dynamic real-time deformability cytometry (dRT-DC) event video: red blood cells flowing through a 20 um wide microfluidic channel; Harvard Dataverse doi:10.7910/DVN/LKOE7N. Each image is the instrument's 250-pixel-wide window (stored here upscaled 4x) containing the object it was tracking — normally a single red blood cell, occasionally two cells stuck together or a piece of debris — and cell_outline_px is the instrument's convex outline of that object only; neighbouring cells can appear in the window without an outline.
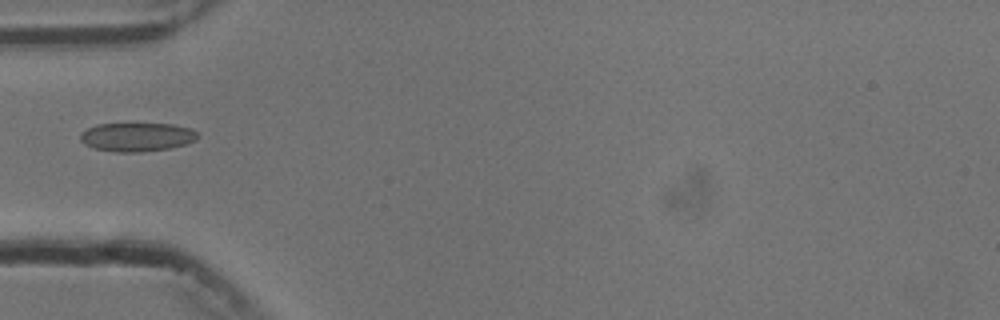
{"species": "common noctule bat (a hibernating species)", "species_latin": "Nyctalus noctula", "temperature_condition": "cold", "stored_images_in_passage": 16, "camera_frame_rate_fps": 3000, "um_per_image_px": 0.085, "animal": {"sex": "male", "body_mass_g": 13.3}, "frame": {"image": 1, "passage_image": 1, "time_ms": 0.0, "image_size_px": [1000, 320], "cell_outline_px": [[196, 140], [184, 144], [168, 148], [140, 152], [116, 152], [96, 148], [84, 144], [80, 140], [80, 132], [96, 124], [132, 120], [172, 124], [192, 128], [196, 132]], "centroid_in_image_um": [11.59, 11.57], "position_along_channel_um": 73.4, "area_um2": 20.58}}
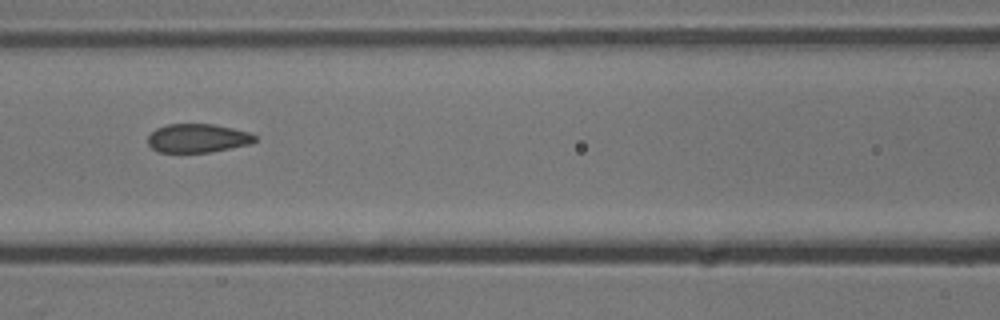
{"frame": {"image": 2, "passage_image": 7, "time_ms": 2.0, "image_size_px": [1000, 320], "cell_outline_px": [[256, 140], [252, 144], [212, 152], [160, 152], [152, 148], [148, 144], [148, 136], [156, 128], [168, 124], [212, 124], [232, 128], [248, 132], [256, 136]], "centroid_in_image_um": [16.81, 11.75], "position_along_channel_um": 149.8, "area_um2": 17.92}}
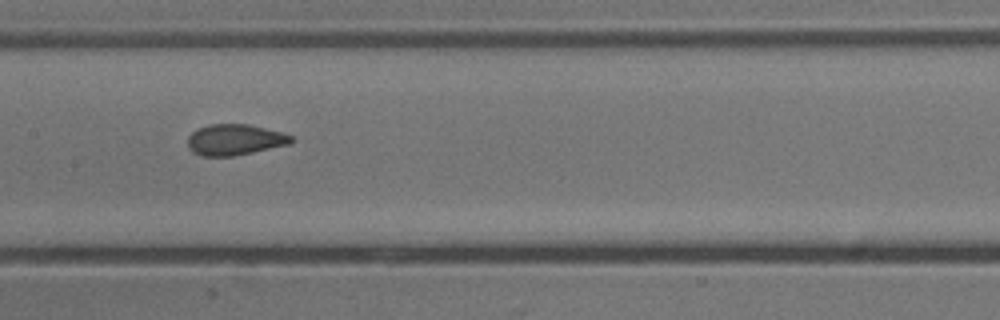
{"frame": {"image": 3, "passage_image": 10, "time_ms": 3.0, "image_size_px": [1000, 320], "cell_outline_px": [[296, 140], [288, 144], [252, 152], [232, 156], [200, 156], [192, 152], [188, 148], [188, 136], [192, 132], [208, 124], [248, 124], [280, 132], [292, 136]], "centroid_in_image_um": [19.93, 11.88], "position_along_channel_um": 187.5, "area_um2": 18.55}}